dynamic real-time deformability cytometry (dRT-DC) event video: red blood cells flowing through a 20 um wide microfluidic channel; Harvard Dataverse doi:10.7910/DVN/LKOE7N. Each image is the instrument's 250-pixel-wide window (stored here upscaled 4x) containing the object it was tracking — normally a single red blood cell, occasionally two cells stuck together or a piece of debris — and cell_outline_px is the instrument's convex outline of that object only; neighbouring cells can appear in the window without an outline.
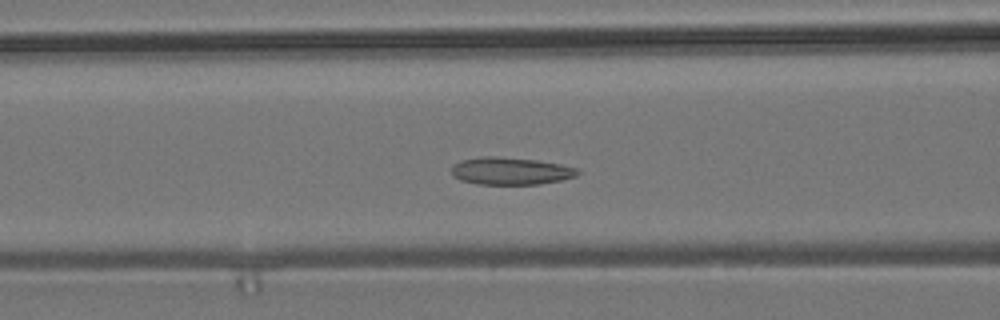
{"species": "common noctule bat (a hibernating species)", "species_latin": "Nyctalus noctula", "temperature_condition": "room temperature", "stored_images_in_passage": 21, "camera_frame_rate_fps": 3000, "um_per_image_px": 0.085, "animal": {"sex": "male", "body_mass_g": 19.2, "forearm_length_mm": 51.8}, "frame": {"image": 1, "passage_image": 16, "time_ms": 5.0, "image_size_px": [1000, 320], "cell_outline_px": [[580, 172], [576, 176], [560, 180], [540, 184], [480, 184], [460, 180], [452, 176], [452, 164], [460, 160], [480, 156], [496, 156], [536, 160], [560, 164], [576, 168]], "centroid_in_image_um": [43.36, 14.53], "position_along_channel_um": 123.2, "area_um2": 20.17}}
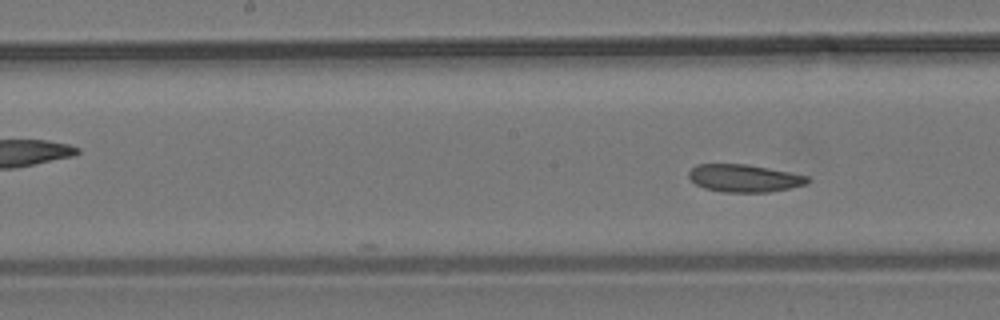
{"frame": {"image": 2, "passage_image": 21, "time_ms": 6.667, "image_size_px": [1000, 320], "cell_outline_px": [[812, 180], [808, 184], [768, 192], [720, 192], [704, 188], [696, 184], [688, 176], [688, 172], [696, 164], [748, 164], [808, 176]], "centroid_in_image_um": [63.26, 15.15], "position_along_channel_um": 184.9, "area_um2": 19.13}}